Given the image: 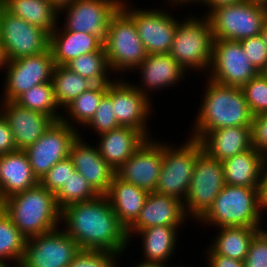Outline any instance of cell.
Listing matches in <instances>:
<instances>
[{
  "instance_id": "d6a6232c",
  "label": "cell",
  "mask_w": 267,
  "mask_h": 267,
  "mask_svg": "<svg viewBox=\"0 0 267 267\" xmlns=\"http://www.w3.org/2000/svg\"><path fill=\"white\" fill-rule=\"evenodd\" d=\"M27 238L12 222L11 218L0 207V262L8 267H13L10 262L18 267L22 261ZM8 260V261H7Z\"/></svg>"
},
{
  "instance_id": "5b68a950",
  "label": "cell",
  "mask_w": 267,
  "mask_h": 267,
  "mask_svg": "<svg viewBox=\"0 0 267 267\" xmlns=\"http://www.w3.org/2000/svg\"><path fill=\"white\" fill-rule=\"evenodd\" d=\"M214 39L240 41L261 35L267 1L244 0L214 8L208 15Z\"/></svg>"
},
{
  "instance_id": "1f68e13d",
  "label": "cell",
  "mask_w": 267,
  "mask_h": 267,
  "mask_svg": "<svg viewBox=\"0 0 267 267\" xmlns=\"http://www.w3.org/2000/svg\"><path fill=\"white\" fill-rule=\"evenodd\" d=\"M55 100L60 108L69 105L94 84L65 66L55 65L51 79ZM62 105V106H61Z\"/></svg>"
},
{
  "instance_id": "9a60e30c",
  "label": "cell",
  "mask_w": 267,
  "mask_h": 267,
  "mask_svg": "<svg viewBox=\"0 0 267 267\" xmlns=\"http://www.w3.org/2000/svg\"><path fill=\"white\" fill-rule=\"evenodd\" d=\"M51 50L8 61L2 101H16L33 86L51 82L54 68Z\"/></svg>"
},
{
  "instance_id": "7c38bea8",
  "label": "cell",
  "mask_w": 267,
  "mask_h": 267,
  "mask_svg": "<svg viewBox=\"0 0 267 267\" xmlns=\"http://www.w3.org/2000/svg\"><path fill=\"white\" fill-rule=\"evenodd\" d=\"M0 42L8 61H13L49 50L50 34L4 8L0 15Z\"/></svg>"
},
{
  "instance_id": "f546056e",
  "label": "cell",
  "mask_w": 267,
  "mask_h": 267,
  "mask_svg": "<svg viewBox=\"0 0 267 267\" xmlns=\"http://www.w3.org/2000/svg\"><path fill=\"white\" fill-rule=\"evenodd\" d=\"M4 8L31 25L51 34L58 24V9L48 0H3Z\"/></svg>"
},
{
  "instance_id": "cb8c5ba5",
  "label": "cell",
  "mask_w": 267,
  "mask_h": 267,
  "mask_svg": "<svg viewBox=\"0 0 267 267\" xmlns=\"http://www.w3.org/2000/svg\"><path fill=\"white\" fill-rule=\"evenodd\" d=\"M49 49L52 52L54 64L60 66H65L80 55L105 51L103 41L94 34L60 30L58 25L50 34Z\"/></svg>"
},
{
  "instance_id": "f35d334b",
  "label": "cell",
  "mask_w": 267,
  "mask_h": 267,
  "mask_svg": "<svg viewBox=\"0 0 267 267\" xmlns=\"http://www.w3.org/2000/svg\"><path fill=\"white\" fill-rule=\"evenodd\" d=\"M85 127H91L98 132V136L120 127L114 115L112 99L107 94L102 97L94 116Z\"/></svg>"
},
{
  "instance_id": "ba28073f",
  "label": "cell",
  "mask_w": 267,
  "mask_h": 267,
  "mask_svg": "<svg viewBox=\"0 0 267 267\" xmlns=\"http://www.w3.org/2000/svg\"><path fill=\"white\" fill-rule=\"evenodd\" d=\"M183 144L174 147L163 143L162 166L156 187L157 193L172 196L182 202L190 187L196 160L203 152L197 139L189 137Z\"/></svg>"
},
{
  "instance_id": "f6af8a7d",
  "label": "cell",
  "mask_w": 267,
  "mask_h": 267,
  "mask_svg": "<svg viewBox=\"0 0 267 267\" xmlns=\"http://www.w3.org/2000/svg\"><path fill=\"white\" fill-rule=\"evenodd\" d=\"M17 148L7 120L0 113V156L15 152Z\"/></svg>"
},
{
  "instance_id": "44dd1931",
  "label": "cell",
  "mask_w": 267,
  "mask_h": 267,
  "mask_svg": "<svg viewBox=\"0 0 267 267\" xmlns=\"http://www.w3.org/2000/svg\"><path fill=\"white\" fill-rule=\"evenodd\" d=\"M186 214L183 202L165 194L151 192L148 194L144 206L137 220L127 229L130 238L139 230L153 226H181ZM132 234V235H131Z\"/></svg>"
},
{
  "instance_id": "6f0895ef",
  "label": "cell",
  "mask_w": 267,
  "mask_h": 267,
  "mask_svg": "<svg viewBox=\"0 0 267 267\" xmlns=\"http://www.w3.org/2000/svg\"><path fill=\"white\" fill-rule=\"evenodd\" d=\"M0 206H1V189H0Z\"/></svg>"
},
{
  "instance_id": "ee69618b",
  "label": "cell",
  "mask_w": 267,
  "mask_h": 267,
  "mask_svg": "<svg viewBox=\"0 0 267 267\" xmlns=\"http://www.w3.org/2000/svg\"><path fill=\"white\" fill-rule=\"evenodd\" d=\"M252 146L267 159V111L253 117Z\"/></svg>"
},
{
  "instance_id": "f907efd6",
  "label": "cell",
  "mask_w": 267,
  "mask_h": 267,
  "mask_svg": "<svg viewBox=\"0 0 267 267\" xmlns=\"http://www.w3.org/2000/svg\"><path fill=\"white\" fill-rule=\"evenodd\" d=\"M56 9H61L62 7H65L66 5H69L74 0H48Z\"/></svg>"
},
{
  "instance_id": "603a6c76",
  "label": "cell",
  "mask_w": 267,
  "mask_h": 267,
  "mask_svg": "<svg viewBox=\"0 0 267 267\" xmlns=\"http://www.w3.org/2000/svg\"><path fill=\"white\" fill-rule=\"evenodd\" d=\"M203 151L221 162L252 146V126L223 127L209 131L200 140Z\"/></svg>"
},
{
  "instance_id": "816d5d0a",
  "label": "cell",
  "mask_w": 267,
  "mask_h": 267,
  "mask_svg": "<svg viewBox=\"0 0 267 267\" xmlns=\"http://www.w3.org/2000/svg\"><path fill=\"white\" fill-rule=\"evenodd\" d=\"M141 262L137 264V266L135 267H169L165 263L161 262H147V261H141Z\"/></svg>"
},
{
  "instance_id": "ffe728a7",
  "label": "cell",
  "mask_w": 267,
  "mask_h": 267,
  "mask_svg": "<svg viewBox=\"0 0 267 267\" xmlns=\"http://www.w3.org/2000/svg\"><path fill=\"white\" fill-rule=\"evenodd\" d=\"M80 136L81 134L72 143L69 157L75 170L85 177L93 189L99 195H106L115 176V170L103 159L96 146L85 143Z\"/></svg>"
},
{
  "instance_id": "2e32d148",
  "label": "cell",
  "mask_w": 267,
  "mask_h": 267,
  "mask_svg": "<svg viewBox=\"0 0 267 267\" xmlns=\"http://www.w3.org/2000/svg\"><path fill=\"white\" fill-rule=\"evenodd\" d=\"M123 0H74L62 7L58 13L66 11L64 30L94 34L103 42L111 17L121 7Z\"/></svg>"
},
{
  "instance_id": "f1b7e54d",
  "label": "cell",
  "mask_w": 267,
  "mask_h": 267,
  "mask_svg": "<svg viewBox=\"0 0 267 267\" xmlns=\"http://www.w3.org/2000/svg\"><path fill=\"white\" fill-rule=\"evenodd\" d=\"M260 229L261 227H220L207 254H219L244 262L250 243Z\"/></svg>"
},
{
  "instance_id": "7402d4cb",
  "label": "cell",
  "mask_w": 267,
  "mask_h": 267,
  "mask_svg": "<svg viewBox=\"0 0 267 267\" xmlns=\"http://www.w3.org/2000/svg\"><path fill=\"white\" fill-rule=\"evenodd\" d=\"M138 69L142 72L140 76L142 75L143 86L135 87L147 97L151 96L148 93L150 90L154 92L176 85L175 83L181 81L186 73L169 53L148 54L135 70Z\"/></svg>"
},
{
  "instance_id": "b9f144b4",
  "label": "cell",
  "mask_w": 267,
  "mask_h": 267,
  "mask_svg": "<svg viewBox=\"0 0 267 267\" xmlns=\"http://www.w3.org/2000/svg\"><path fill=\"white\" fill-rule=\"evenodd\" d=\"M249 61L259 72H267V46L261 35L239 41Z\"/></svg>"
},
{
  "instance_id": "ab89813d",
  "label": "cell",
  "mask_w": 267,
  "mask_h": 267,
  "mask_svg": "<svg viewBox=\"0 0 267 267\" xmlns=\"http://www.w3.org/2000/svg\"><path fill=\"white\" fill-rule=\"evenodd\" d=\"M75 171L72 159L67 157L57 162L39 180V183L51 193L56 194Z\"/></svg>"
},
{
  "instance_id": "74e56055",
  "label": "cell",
  "mask_w": 267,
  "mask_h": 267,
  "mask_svg": "<svg viewBox=\"0 0 267 267\" xmlns=\"http://www.w3.org/2000/svg\"><path fill=\"white\" fill-rule=\"evenodd\" d=\"M253 116L267 111V73L260 72L241 87Z\"/></svg>"
},
{
  "instance_id": "e575fe53",
  "label": "cell",
  "mask_w": 267,
  "mask_h": 267,
  "mask_svg": "<svg viewBox=\"0 0 267 267\" xmlns=\"http://www.w3.org/2000/svg\"><path fill=\"white\" fill-rule=\"evenodd\" d=\"M65 67L88 79L93 84H109L113 81L109 79L108 73L111 70L105 51H95L80 55L68 62Z\"/></svg>"
},
{
  "instance_id": "f5cc1de1",
  "label": "cell",
  "mask_w": 267,
  "mask_h": 267,
  "mask_svg": "<svg viewBox=\"0 0 267 267\" xmlns=\"http://www.w3.org/2000/svg\"><path fill=\"white\" fill-rule=\"evenodd\" d=\"M168 2H170V3H172V4H169V5H173L174 3H176V4H174L175 6L177 5V4H188V2L190 3V2H195V3H200V0H167Z\"/></svg>"
},
{
  "instance_id": "7bdbcfd3",
  "label": "cell",
  "mask_w": 267,
  "mask_h": 267,
  "mask_svg": "<svg viewBox=\"0 0 267 267\" xmlns=\"http://www.w3.org/2000/svg\"><path fill=\"white\" fill-rule=\"evenodd\" d=\"M245 267H267V231L260 229L252 239L246 259Z\"/></svg>"
},
{
  "instance_id": "7dc6e473",
  "label": "cell",
  "mask_w": 267,
  "mask_h": 267,
  "mask_svg": "<svg viewBox=\"0 0 267 267\" xmlns=\"http://www.w3.org/2000/svg\"><path fill=\"white\" fill-rule=\"evenodd\" d=\"M258 198H259V211L262 215V211L265 209L267 210V163L263 166L260 181H259V188H258Z\"/></svg>"
},
{
  "instance_id": "277c9868",
  "label": "cell",
  "mask_w": 267,
  "mask_h": 267,
  "mask_svg": "<svg viewBox=\"0 0 267 267\" xmlns=\"http://www.w3.org/2000/svg\"><path fill=\"white\" fill-rule=\"evenodd\" d=\"M258 188L224 185L212 206L199 219L215 227H261Z\"/></svg>"
},
{
  "instance_id": "7a4b0ae2",
  "label": "cell",
  "mask_w": 267,
  "mask_h": 267,
  "mask_svg": "<svg viewBox=\"0 0 267 267\" xmlns=\"http://www.w3.org/2000/svg\"><path fill=\"white\" fill-rule=\"evenodd\" d=\"M206 86L191 138L200 140L209 131L223 127L252 126L254 116L241 87L221 85L210 79Z\"/></svg>"
},
{
  "instance_id": "9f6ffc18",
  "label": "cell",
  "mask_w": 267,
  "mask_h": 267,
  "mask_svg": "<svg viewBox=\"0 0 267 267\" xmlns=\"http://www.w3.org/2000/svg\"><path fill=\"white\" fill-rule=\"evenodd\" d=\"M0 267H8V265L0 262Z\"/></svg>"
},
{
  "instance_id": "6da1fadb",
  "label": "cell",
  "mask_w": 267,
  "mask_h": 267,
  "mask_svg": "<svg viewBox=\"0 0 267 267\" xmlns=\"http://www.w3.org/2000/svg\"><path fill=\"white\" fill-rule=\"evenodd\" d=\"M62 221L67 227L63 230L81 250H104L122 256L130 243L127 229L106 195L65 206L61 209Z\"/></svg>"
},
{
  "instance_id": "3957f363",
  "label": "cell",
  "mask_w": 267,
  "mask_h": 267,
  "mask_svg": "<svg viewBox=\"0 0 267 267\" xmlns=\"http://www.w3.org/2000/svg\"><path fill=\"white\" fill-rule=\"evenodd\" d=\"M1 208L26 238L50 232L61 224L55 194L40 183L6 198Z\"/></svg>"
},
{
  "instance_id": "4316f807",
  "label": "cell",
  "mask_w": 267,
  "mask_h": 267,
  "mask_svg": "<svg viewBox=\"0 0 267 267\" xmlns=\"http://www.w3.org/2000/svg\"><path fill=\"white\" fill-rule=\"evenodd\" d=\"M148 192L114 176L106 196L119 221L128 229L139 217Z\"/></svg>"
},
{
  "instance_id": "5bb4252c",
  "label": "cell",
  "mask_w": 267,
  "mask_h": 267,
  "mask_svg": "<svg viewBox=\"0 0 267 267\" xmlns=\"http://www.w3.org/2000/svg\"><path fill=\"white\" fill-rule=\"evenodd\" d=\"M128 7L123 0L120 8L134 21L146 52L148 54L169 53L179 21L163 10Z\"/></svg>"
},
{
  "instance_id": "d6986e66",
  "label": "cell",
  "mask_w": 267,
  "mask_h": 267,
  "mask_svg": "<svg viewBox=\"0 0 267 267\" xmlns=\"http://www.w3.org/2000/svg\"><path fill=\"white\" fill-rule=\"evenodd\" d=\"M0 105V113L9 124L17 150L34 144L54 122L50 116L24 108L15 101H2Z\"/></svg>"
},
{
  "instance_id": "836d02e7",
  "label": "cell",
  "mask_w": 267,
  "mask_h": 267,
  "mask_svg": "<svg viewBox=\"0 0 267 267\" xmlns=\"http://www.w3.org/2000/svg\"><path fill=\"white\" fill-rule=\"evenodd\" d=\"M107 88L108 84H94L87 91L81 93L65 107L66 111L68 110L67 114L70 113L67 117L62 115L61 120L70 126H73L72 122H70L73 120L75 123L77 122V124L85 126L94 116V113L99 107L100 100L107 93ZM69 116L71 120L68 118Z\"/></svg>"
},
{
  "instance_id": "681fc988",
  "label": "cell",
  "mask_w": 267,
  "mask_h": 267,
  "mask_svg": "<svg viewBox=\"0 0 267 267\" xmlns=\"http://www.w3.org/2000/svg\"><path fill=\"white\" fill-rule=\"evenodd\" d=\"M8 64V58L6 56L5 49L0 42V69L5 68Z\"/></svg>"
},
{
  "instance_id": "ac0fdd59",
  "label": "cell",
  "mask_w": 267,
  "mask_h": 267,
  "mask_svg": "<svg viewBox=\"0 0 267 267\" xmlns=\"http://www.w3.org/2000/svg\"><path fill=\"white\" fill-rule=\"evenodd\" d=\"M147 138L116 171L115 176L148 193L155 192L163 159V143Z\"/></svg>"
},
{
  "instance_id": "4fadbf2b",
  "label": "cell",
  "mask_w": 267,
  "mask_h": 267,
  "mask_svg": "<svg viewBox=\"0 0 267 267\" xmlns=\"http://www.w3.org/2000/svg\"><path fill=\"white\" fill-rule=\"evenodd\" d=\"M210 67L209 79L225 86L242 87L260 73L235 40L214 39Z\"/></svg>"
},
{
  "instance_id": "83f0119b",
  "label": "cell",
  "mask_w": 267,
  "mask_h": 267,
  "mask_svg": "<svg viewBox=\"0 0 267 267\" xmlns=\"http://www.w3.org/2000/svg\"><path fill=\"white\" fill-rule=\"evenodd\" d=\"M267 159L254 147L222 162L224 183L259 188L260 175Z\"/></svg>"
},
{
  "instance_id": "8d00e7d4",
  "label": "cell",
  "mask_w": 267,
  "mask_h": 267,
  "mask_svg": "<svg viewBox=\"0 0 267 267\" xmlns=\"http://www.w3.org/2000/svg\"><path fill=\"white\" fill-rule=\"evenodd\" d=\"M98 196L99 194L78 171L70 175L69 179L55 194L56 203L60 209L72 203L91 201Z\"/></svg>"
},
{
  "instance_id": "bcb514c9",
  "label": "cell",
  "mask_w": 267,
  "mask_h": 267,
  "mask_svg": "<svg viewBox=\"0 0 267 267\" xmlns=\"http://www.w3.org/2000/svg\"><path fill=\"white\" fill-rule=\"evenodd\" d=\"M208 257L207 262L209 267H245L244 262L232 259L230 257H225L219 254H206Z\"/></svg>"
},
{
  "instance_id": "484cf974",
  "label": "cell",
  "mask_w": 267,
  "mask_h": 267,
  "mask_svg": "<svg viewBox=\"0 0 267 267\" xmlns=\"http://www.w3.org/2000/svg\"><path fill=\"white\" fill-rule=\"evenodd\" d=\"M101 136V137H100ZM100 155L116 171L145 142L147 137L137 129L120 126L100 134Z\"/></svg>"
},
{
  "instance_id": "11a10c76",
  "label": "cell",
  "mask_w": 267,
  "mask_h": 267,
  "mask_svg": "<svg viewBox=\"0 0 267 267\" xmlns=\"http://www.w3.org/2000/svg\"><path fill=\"white\" fill-rule=\"evenodd\" d=\"M3 9H4V1L0 0V15H1V12L3 11Z\"/></svg>"
},
{
  "instance_id": "db71d44e",
  "label": "cell",
  "mask_w": 267,
  "mask_h": 267,
  "mask_svg": "<svg viewBox=\"0 0 267 267\" xmlns=\"http://www.w3.org/2000/svg\"><path fill=\"white\" fill-rule=\"evenodd\" d=\"M261 36L263 37V40L267 46V20L265 21L264 23V26H263V29H262V32H261Z\"/></svg>"
},
{
  "instance_id": "9c48e42d",
  "label": "cell",
  "mask_w": 267,
  "mask_h": 267,
  "mask_svg": "<svg viewBox=\"0 0 267 267\" xmlns=\"http://www.w3.org/2000/svg\"><path fill=\"white\" fill-rule=\"evenodd\" d=\"M224 185L222 162L203 151L196 160L190 187L183 201L186 216L199 220L212 206Z\"/></svg>"
},
{
  "instance_id": "60d3db41",
  "label": "cell",
  "mask_w": 267,
  "mask_h": 267,
  "mask_svg": "<svg viewBox=\"0 0 267 267\" xmlns=\"http://www.w3.org/2000/svg\"><path fill=\"white\" fill-rule=\"evenodd\" d=\"M117 257L104 250H80L68 267H118Z\"/></svg>"
},
{
  "instance_id": "c3c4849f",
  "label": "cell",
  "mask_w": 267,
  "mask_h": 267,
  "mask_svg": "<svg viewBox=\"0 0 267 267\" xmlns=\"http://www.w3.org/2000/svg\"><path fill=\"white\" fill-rule=\"evenodd\" d=\"M241 1H244V0H200L202 4L203 3L207 4L208 7H210L207 15L216 7L229 5V4H236Z\"/></svg>"
},
{
  "instance_id": "d590c367",
  "label": "cell",
  "mask_w": 267,
  "mask_h": 267,
  "mask_svg": "<svg viewBox=\"0 0 267 267\" xmlns=\"http://www.w3.org/2000/svg\"><path fill=\"white\" fill-rule=\"evenodd\" d=\"M20 106L50 116L54 121L63 116L57 113L60 108L55 100L52 82L33 86L16 101Z\"/></svg>"
},
{
  "instance_id": "d4e9b609",
  "label": "cell",
  "mask_w": 267,
  "mask_h": 267,
  "mask_svg": "<svg viewBox=\"0 0 267 267\" xmlns=\"http://www.w3.org/2000/svg\"><path fill=\"white\" fill-rule=\"evenodd\" d=\"M39 183L33 174L28 156L24 150L0 156L1 204L13 194L23 192Z\"/></svg>"
},
{
  "instance_id": "8992f818",
  "label": "cell",
  "mask_w": 267,
  "mask_h": 267,
  "mask_svg": "<svg viewBox=\"0 0 267 267\" xmlns=\"http://www.w3.org/2000/svg\"><path fill=\"white\" fill-rule=\"evenodd\" d=\"M201 20V21H200ZM213 32L208 16L204 18L190 17L178 22L169 55L174 58L183 69L207 68L212 62Z\"/></svg>"
},
{
  "instance_id": "e0dca14e",
  "label": "cell",
  "mask_w": 267,
  "mask_h": 267,
  "mask_svg": "<svg viewBox=\"0 0 267 267\" xmlns=\"http://www.w3.org/2000/svg\"><path fill=\"white\" fill-rule=\"evenodd\" d=\"M129 83L127 80L113 79L108 84L106 94L112 99L114 115L120 126L140 130L150 138L147 132L149 128L146 126L152 106L150 97L142 94L134 84Z\"/></svg>"
},
{
  "instance_id": "4dcf8cb0",
  "label": "cell",
  "mask_w": 267,
  "mask_h": 267,
  "mask_svg": "<svg viewBox=\"0 0 267 267\" xmlns=\"http://www.w3.org/2000/svg\"><path fill=\"white\" fill-rule=\"evenodd\" d=\"M178 228L161 225L139 230L136 234L143 240V261L166 264L174 253Z\"/></svg>"
},
{
  "instance_id": "52a82bcc",
  "label": "cell",
  "mask_w": 267,
  "mask_h": 267,
  "mask_svg": "<svg viewBox=\"0 0 267 267\" xmlns=\"http://www.w3.org/2000/svg\"><path fill=\"white\" fill-rule=\"evenodd\" d=\"M103 46L111 71H135L148 55L134 21L121 8L110 19Z\"/></svg>"
},
{
  "instance_id": "30bf717a",
  "label": "cell",
  "mask_w": 267,
  "mask_h": 267,
  "mask_svg": "<svg viewBox=\"0 0 267 267\" xmlns=\"http://www.w3.org/2000/svg\"><path fill=\"white\" fill-rule=\"evenodd\" d=\"M27 238L18 267H68L81 250L62 228Z\"/></svg>"
},
{
  "instance_id": "8fae6325",
  "label": "cell",
  "mask_w": 267,
  "mask_h": 267,
  "mask_svg": "<svg viewBox=\"0 0 267 267\" xmlns=\"http://www.w3.org/2000/svg\"><path fill=\"white\" fill-rule=\"evenodd\" d=\"M78 136L75 126L62 120L54 121L34 144L24 150L38 180L57 162L69 157L71 145Z\"/></svg>"
}]
</instances>
